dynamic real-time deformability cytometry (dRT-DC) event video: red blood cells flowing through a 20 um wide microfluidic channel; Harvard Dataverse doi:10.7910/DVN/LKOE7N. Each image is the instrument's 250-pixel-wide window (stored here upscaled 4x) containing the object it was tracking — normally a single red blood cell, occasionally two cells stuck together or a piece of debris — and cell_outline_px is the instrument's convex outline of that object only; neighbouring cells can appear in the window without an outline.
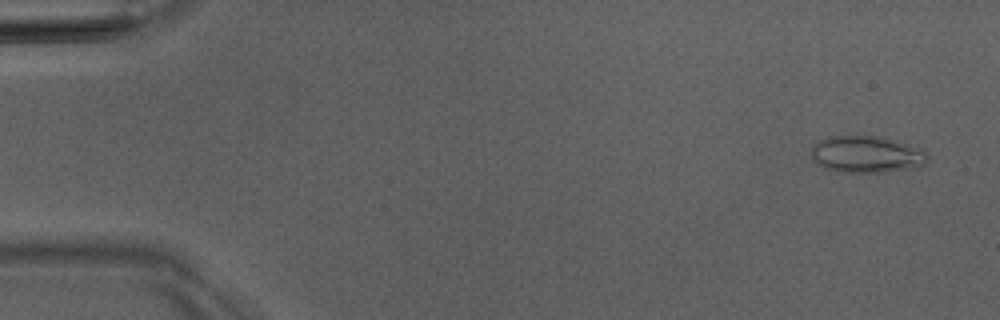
{"species": "Egyptian fruit bat (a non-hibernating species)", "species_latin": "Rousettus aegyptiacus", "temperature_condition": "room temperature", "stored_images_in_passage": 6, "camera_frame_rate_fps": 3000, "um_per_image_px": 0.085, "animal": {"sex": "male"}, "frame": {"image": 1, "passage_image": 1, "time_ms": 0.0, "image_size_px": [1000, 320], "cell_outline_px": [[928, 160], [920, 168], [880, 172], [844, 172], [824, 168], [812, 156], [812, 148], [816, 140], [832, 136], [880, 136], [924, 148], [928, 156]], "centroid_in_image_um": [73.73, 13.11], "position_along_channel_um": 11.3, "area_um2": 25.14}}